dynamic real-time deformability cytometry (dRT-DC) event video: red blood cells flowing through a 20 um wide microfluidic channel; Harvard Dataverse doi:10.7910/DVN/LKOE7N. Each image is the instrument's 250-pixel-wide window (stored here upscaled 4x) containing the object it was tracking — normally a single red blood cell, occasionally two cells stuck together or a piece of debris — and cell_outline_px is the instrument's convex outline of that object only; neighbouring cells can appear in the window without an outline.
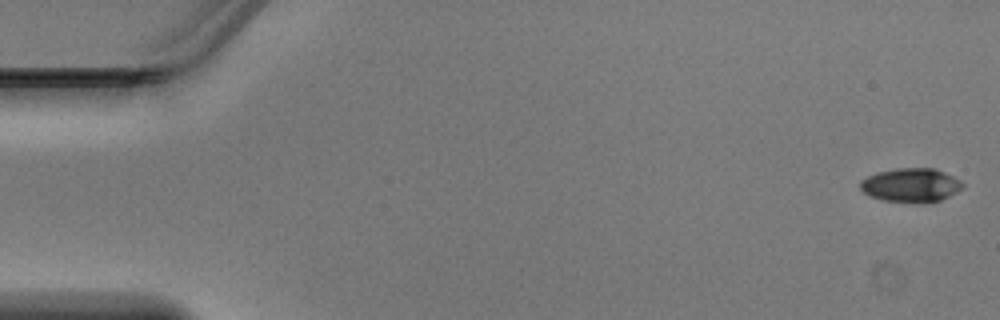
{"species": "Egyptian fruit bat (a non-hibernating species)", "species_latin": "Rousettus aegyptiacus", "temperature_condition": "warm", "stored_images_in_passage": 48, "camera_frame_rate_fps": 3000, "um_per_image_px": 0.085, "animal": {"sex": "male"}, "frame": {"image": 1, "passage_image": 1, "time_ms": 0.0, "image_size_px": [1000, 320], "cell_outline_px": [[964, 184], [956, 192], [940, 200], [916, 204], [884, 200], [868, 196], [860, 188], [860, 180], [876, 172], [896, 168], [936, 168], [960, 180]], "centroid_in_image_um": [77.39, 15.74], "position_along_channel_um": 7.6, "area_um2": 20.35}}
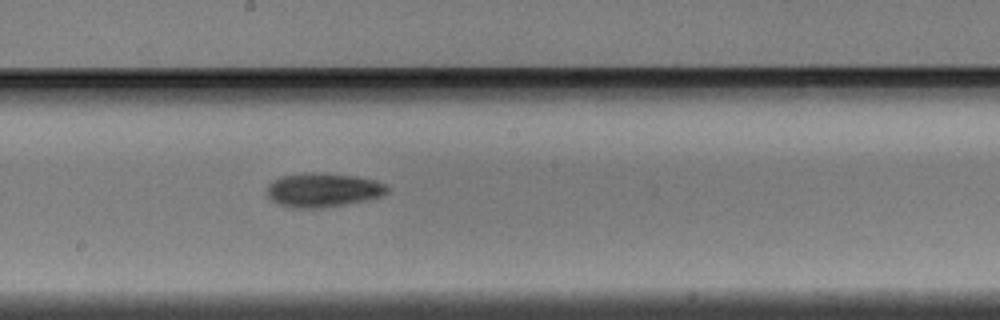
{"frame": {"image": 2, "passage_image": 26, "time_ms": 8.333, "image_size_px": [1000, 320], "cell_outline_px": [[388, 192], [380, 196], [368, 200], [324, 208], [292, 208], [276, 204], [268, 196], [264, 188], [272, 180], [280, 176], [304, 172], [312, 172], [352, 176], [372, 180], [384, 184], [388, 188]], "centroid_in_image_um": [27.36, 16.16], "position_along_channel_um": 220.8, "area_um2": 24.04}}
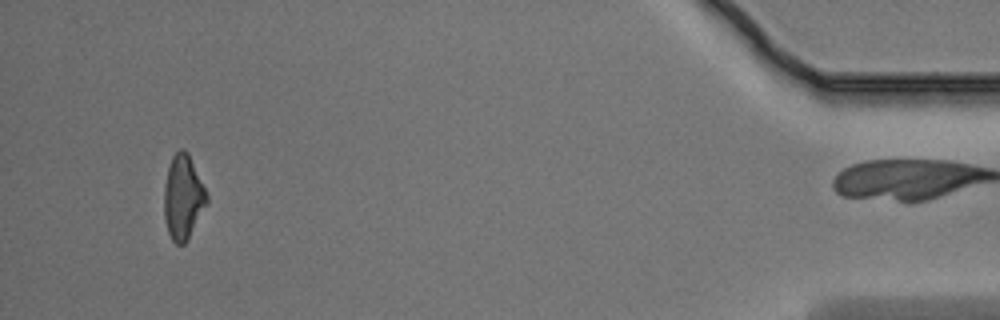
{"frame": {"image": 3, "passage_image": 45, "time_ms": 14.667, "image_size_px": [1000, 320], "cell_outline_px": [[208, 204], [188, 240], [184, 244], [176, 244], [172, 240], [168, 232], [164, 216], [164, 184], [168, 168], [172, 156], [180, 148], [184, 148], [188, 152], [208, 196]], "centroid_in_image_um": [15.57, 16.78], "position_along_channel_um": 419.6, "area_um2": 21.15}}